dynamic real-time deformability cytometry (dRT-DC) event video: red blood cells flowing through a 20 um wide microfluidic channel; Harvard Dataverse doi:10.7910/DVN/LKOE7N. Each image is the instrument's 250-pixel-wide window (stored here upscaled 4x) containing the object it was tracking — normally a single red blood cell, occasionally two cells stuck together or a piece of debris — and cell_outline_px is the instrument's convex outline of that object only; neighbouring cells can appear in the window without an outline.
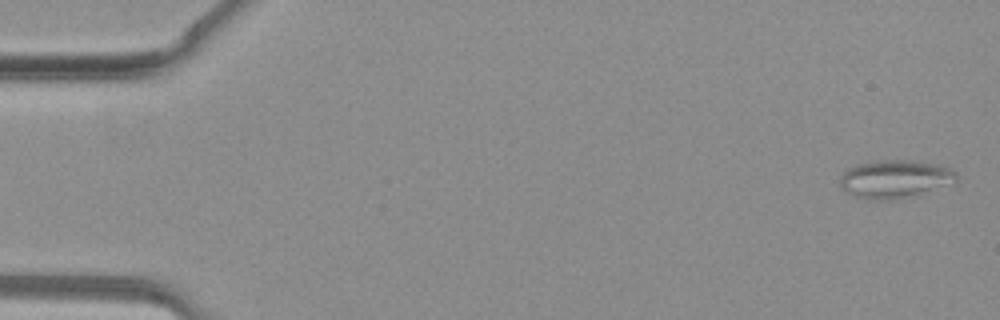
{"species": "common noctule bat (a hibernating species)", "species_latin": "Nyctalus noctula", "temperature_condition": "warm", "stored_images_in_passage": 19, "camera_frame_rate_fps": 3000, "um_per_image_px": 0.085, "animal": {"sex": "female", "body_mass_g": 19.3, "forearm_length_mm": 54.1}, "frame": {"image": 1, "passage_image": 1, "time_ms": 0.0, "image_size_px": [1000, 320], "cell_outline_px": [[956, 180], [920, 192], [892, 200], [868, 200], [852, 196], [844, 192], [840, 184], [840, 176], [848, 168], [856, 164], [876, 160], [912, 160], [936, 164], [948, 168], [956, 172]], "centroid_in_image_um": [75.93, 15.2], "position_along_channel_um": 9.1, "area_um2": 25.37}}
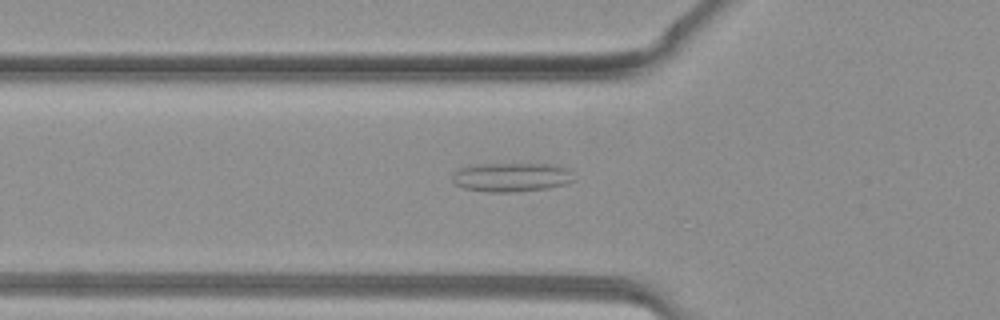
{"frame": {"image": 2, "passage_image": 13, "time_ms": 4.0, "image_size_px": [1000, 320], "cell_outline_px": [[576, 180], [564, 184], [548, 188], [512, 192], [488, 192], [464, 188], [456, 184], [452, 180], [452, 172], [460, 168], [472, 164], [552, 164], [572, 168]], "centroid_in_image_um": [43.52, 15.05], "position_along_channel_um": 82.3, "area_um2": 20.92}}
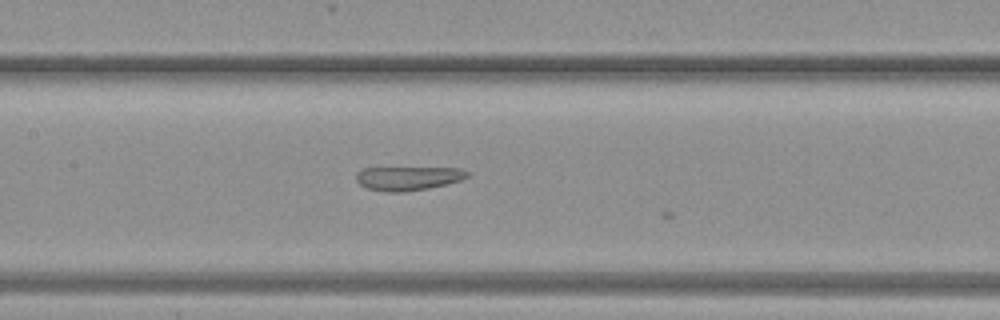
{"frame": {"image": 3, "passage_image": 18, "time_ms": 5.667, "image_size_px": [1000, 320], "cell_outline_px": [[472, 172], [468, 176], [460, 180], [448, 184], [428, 188], [404, 192], [384, 192], [368, 188], [360, 184], [356, 180], [356, 172], [364, 168], [460, 168]], "centroid_in_image_um": [34.71, 15.15], "position_along_channel_um": 172.7, "area_um2": 15.55}}